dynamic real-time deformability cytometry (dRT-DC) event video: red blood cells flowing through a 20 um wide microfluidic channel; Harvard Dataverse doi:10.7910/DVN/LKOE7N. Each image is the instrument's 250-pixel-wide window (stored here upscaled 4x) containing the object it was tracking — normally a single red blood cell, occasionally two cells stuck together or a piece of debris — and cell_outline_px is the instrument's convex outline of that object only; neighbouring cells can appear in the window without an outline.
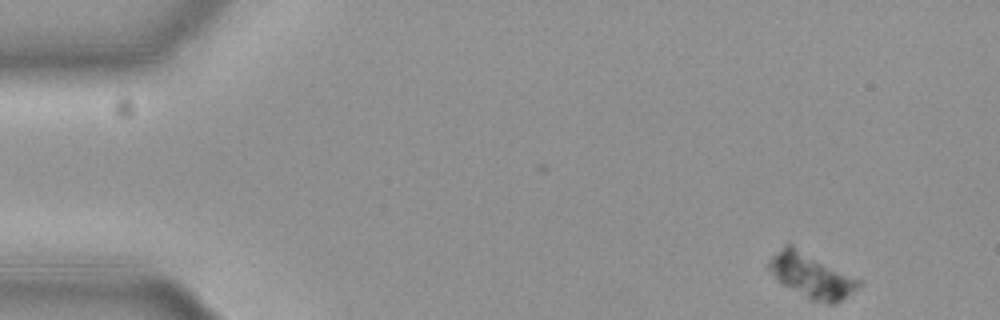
{"species": "common noctule bat (a hibernating species)", "species_latin": "Nyctalus noctula", "temperature_condition": "cold", "stored_images_in_passage": 53, "camera_frame_rate_fps": 3000, "um_per_image_px": 0.085, "animal": {"sex": "female", "body_mass_g": 19.3, "forearm_length_mm": 54.1}, "frame": {"image": 1, "passage_image": 1, "time_ms": 0.0, "image_size_px": [1000, 320], "cell_outline_px": [[864, 280], [852, 292], [836, 304], [828, 304], [812, 300], [780, 284], [768, 268], [768, 260], [784, 244], [792, 244]], "centroid_in_image_um": [68.98, 23.41], "position_along_channel_um": 16.0, "area_um2": 23.64}}
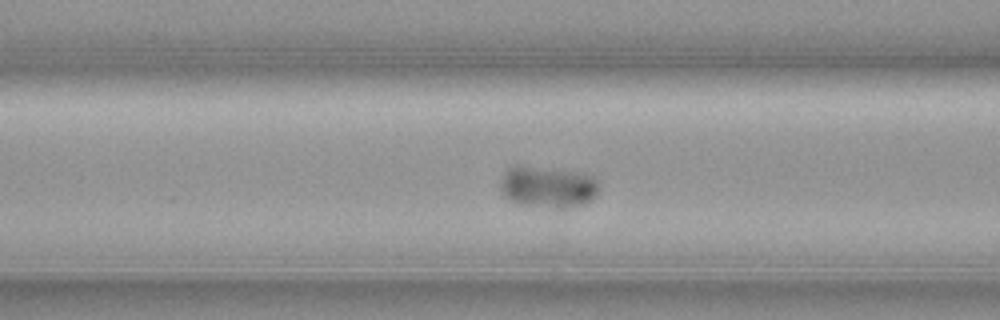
{"frame": {"image": 2, "passage_image": 19, "time_ms": 6.0, "image_size_px": [1000, 320], "cell_outline_px": [[596, 192], [584, 204], [564, 208], [556, 208], [520, 204], [512, 200], [500, 188], [500, 184], [508, 168], [516, 164], [520, 164], [580, 172], [592, 176], [596, 180]], "centroid_in_image_um": [46.54, 15.85], "position_along_channel_um": 120.1, "area_um2": 23.47}}
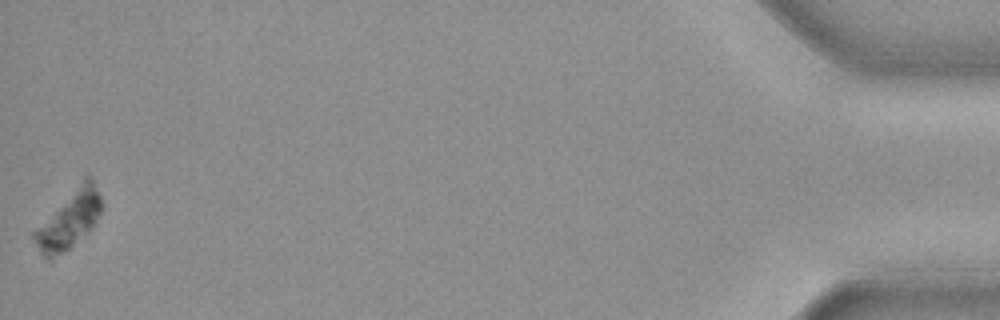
{"frame": {"image": 3, "passage_image": 53, "time_ms": 17.333, "image_size_px": [1000, 320], "cell_outline_px": [[100, 212], [92, 228], [88, 232], [64, 252], [52, 260], [48, 260], [40, 252], [32, 236], [32, 232], [84, 176], [88, 176], [92, 180], [100, 196]], "centroid_in_image_um": [5.84, 18.7], "position_along_channel_um": 429.4, "area_um2": 22.2}}